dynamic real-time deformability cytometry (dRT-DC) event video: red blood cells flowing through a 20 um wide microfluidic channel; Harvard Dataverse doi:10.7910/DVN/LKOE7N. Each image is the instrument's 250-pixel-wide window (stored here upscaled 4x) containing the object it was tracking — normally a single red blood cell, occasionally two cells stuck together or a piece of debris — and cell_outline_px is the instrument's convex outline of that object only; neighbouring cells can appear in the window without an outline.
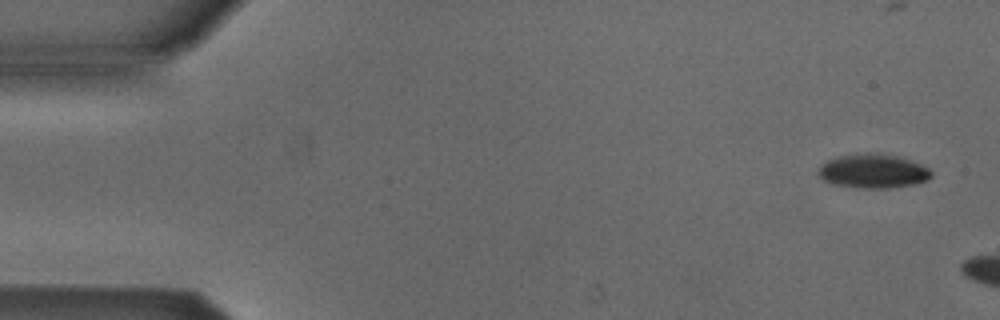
{"species": "Egyptian fruit bat (a non-hibernating species)", "species_latin": "Rousettus aegyptiacus", "temperature_condition": "cold", "stored_images_in_passage": 2, "camera_frame_rate_fps": 3000, "um_per_image_px": 0.085, "animal": {"sex": "male"}, "frame": {"image": 1, "passage_image": 1, "time_ms": 0.0, "image_size_px": [1000, 320], "cell_outline_px": [[932, 176], [928, 180], [916, 184], [888, 188], [860, 188], [832, 184], [816, 176], [816, 168], [820, 164], [836, 156], [856, 152], [876, 152], [900, 156], [920, 164], [928, 168], [932, 172]], "centroid_in_image_um": [74.15, 14.52], "position_along_channel_um": 10.8, "area_um2": 23.18}}